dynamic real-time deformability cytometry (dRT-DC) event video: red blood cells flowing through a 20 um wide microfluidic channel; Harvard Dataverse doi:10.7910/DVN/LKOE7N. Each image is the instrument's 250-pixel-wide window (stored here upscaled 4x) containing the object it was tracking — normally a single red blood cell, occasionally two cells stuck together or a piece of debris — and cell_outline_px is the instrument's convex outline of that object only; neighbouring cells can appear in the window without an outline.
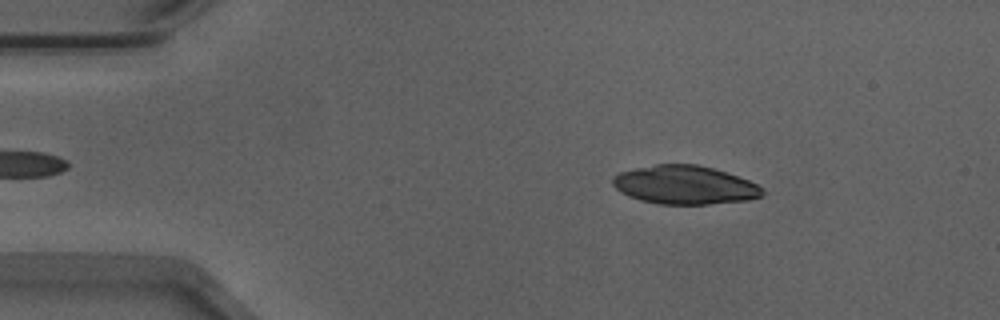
{"species": "Egyptian fruit bat (a non-hibernating species)", "species_latin": "Rousettus aegyptiacus", "temperature_condition": "warm", "stored_images_in_passage": 44, "camera_frame_rate_fps": 3000, "um_per_image_px": 0.085, "animal": {"sex": "male"}, "frame": {"image": 1, "passage_image": 8, "time_ms": 2.333, "image_size_px": [1000, 320], "cell_outline_px": [[764, 192], [760, 196], [748, 200], [708, 204], [660, 204], [640, 200], [628, 196], [620, 192], [612, 184], [612, 176], [620, 172], [636, 168], [656, 164], [696, 164], [712, 168], [748, 180], [764, 188]], "centroid_in_image_um": [58.17, 15.72], "position_along_channel_um": 26.8, "area_um2": 33.52}}